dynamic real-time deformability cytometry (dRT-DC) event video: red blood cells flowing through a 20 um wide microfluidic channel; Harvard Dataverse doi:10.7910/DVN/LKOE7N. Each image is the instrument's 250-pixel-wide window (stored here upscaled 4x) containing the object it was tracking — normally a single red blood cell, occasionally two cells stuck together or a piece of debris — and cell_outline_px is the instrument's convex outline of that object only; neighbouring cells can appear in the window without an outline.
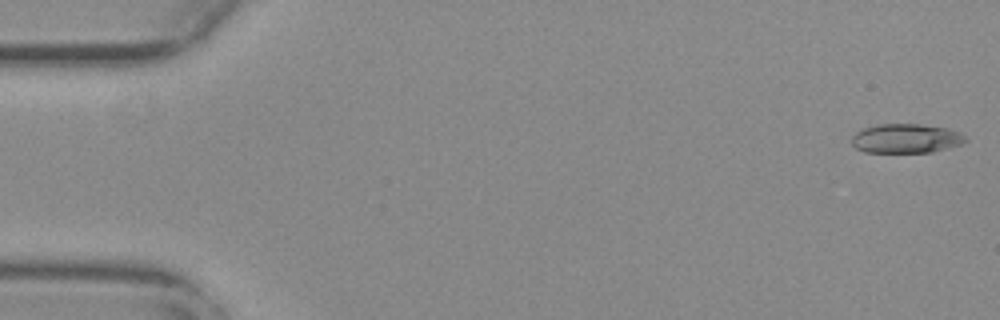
{"species": "common noctule bat (a hibernating species)", "species_latin": "Nyctalus noctula", "temperature_condition": "warm", "stored_images_in_passage": 55, "camera_frame_rate_fps": 3000, "um_per_image_px": 0.085, "animal": {"sex": "female", "body_mass_g": 29.2, "forearm_length_mm": 56.3}, "frame": {"image": 1, "passage_image": 1, "time_ms": 0.0, "image_size_px": [1000, 320], "cell_outline_px": [[968, 140], [960, 144], [932, 152], [864, 152], [856, 148], [852, 144], [852, 136], [856, 132], [864, 128], [880, 124], [920, 124], [944, 128], [960, 132]], "centroid_in_image_um": [76.99, 11.77], "position_along_channel_um": 8.0, "area_um2": 19.19}}
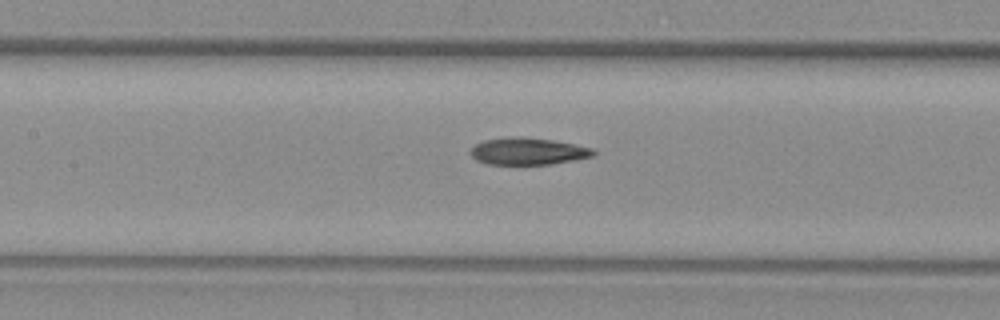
{"frame": {"image": 2, "passage_image": 25, "time_ms": 8.0, "image_size_px": [1000, 320], "cell_outline_px": [[596, 152], [592, 156], [576, 160], [552, 164], [484, 164], [476, 160], [468, 152], [476, 144], [484, 140], [520, 136], [552, 140], [592, 148]], "centroid_in_image_um": [44.85, 12.87], "position_along_channel_um": 162.5, "area_um2": 19.25}}
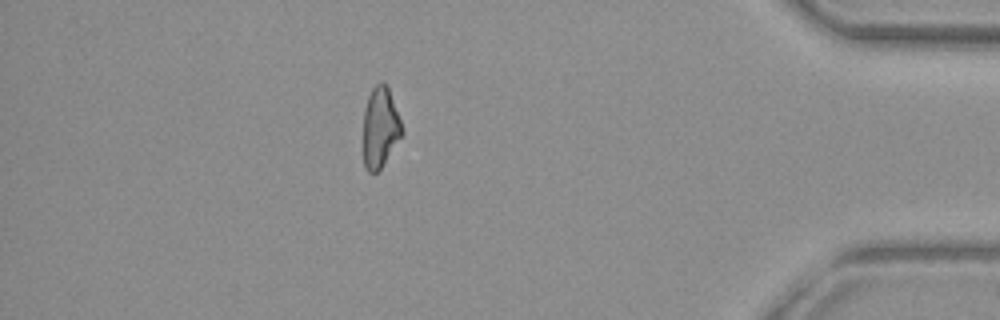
{"frame": {"image": 3, "passage_image": 48, "time_ms": 15.667, "image_size_px": [1000, 320], "cell_outline_px": [[404, 132], [380, 168], [376, 172], [368, 172], [364, 168], [364, 108], [368, 96], [372, 88], [380, 80], [388, 84]], "centroid_in_image_um": [32.31, 10.78], "position_along_channel_um": 402.9, "area_um2": 18.09}, "authors_computed_cell_mechanics": {"area_um2": 19.652, "velocity_mm_per_s": 3.7492, "shape_relaxation_time_tau1_ms": null, "shape_relaxation_time_tau2_ms": 3.757, "deformation_change_tau1": null, "deformation_change_tau2": 0.1255}}